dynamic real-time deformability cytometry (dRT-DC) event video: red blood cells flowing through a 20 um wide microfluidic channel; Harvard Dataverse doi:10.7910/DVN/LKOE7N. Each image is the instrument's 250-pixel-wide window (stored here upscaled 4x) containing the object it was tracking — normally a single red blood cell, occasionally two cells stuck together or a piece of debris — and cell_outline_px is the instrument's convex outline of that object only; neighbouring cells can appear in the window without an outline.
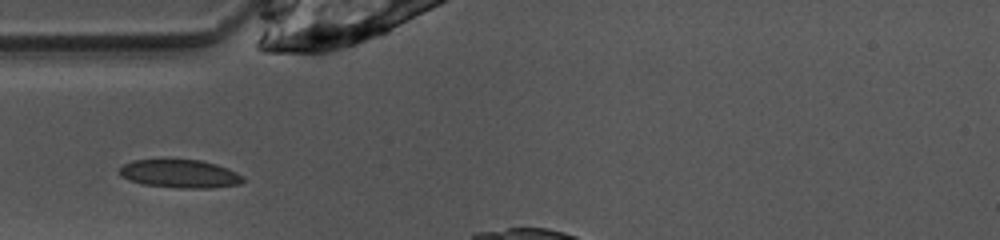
{"species": "common noctule bat (a hibernating species)", "species_latin": "Nyctalus noctula", "temperature_condition": "warm", "stored_images_in_passage": 4, "camera_frame_rate_fps": 3000, "um_per_image_px": 0.085, "animal": {"sex": "female", "body_mass_g": 10.0, "forearm_length_mm": 53.1}, "frame": {"image": 1, "passage_image": 1, "time_ms": 0.0, "image_size_px": [1000, 240], "cell_outline_px": [[244, 180], [240, 184], [212, 188], [180, 188], [140, 184], [128, 180], [120, 176], [120, 168], [124, 164], [132, 160], [200, 160], [216, 164], [228, 168], [244, 176]], "centroid_in_image_um": [15.3, 14.78], "position_along_channel_um": 69.7, "area_um2": 20.4}}